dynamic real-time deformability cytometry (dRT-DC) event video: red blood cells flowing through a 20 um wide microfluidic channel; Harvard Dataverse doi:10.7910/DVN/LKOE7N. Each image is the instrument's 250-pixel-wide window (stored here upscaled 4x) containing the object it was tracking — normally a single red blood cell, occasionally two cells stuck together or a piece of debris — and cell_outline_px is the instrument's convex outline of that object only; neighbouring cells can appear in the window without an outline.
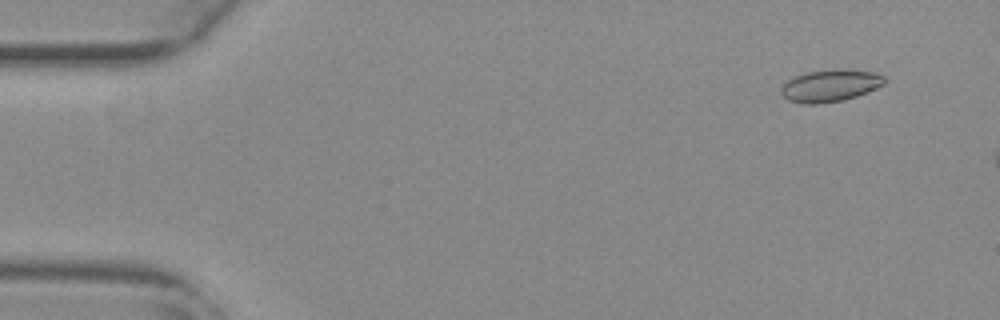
{"species": "common noctule bat (a hibernating species)", "species_latin": "Nyctalus noctula", "temperature_condition": "warm", "stored_images_in_passage": 11, "camera_frame_rate_fps": 3000, "um_per_image_px": 0.085, "animal": {"sex": "female", "body_mass_g": 29.2, "forearm_length_mm": 56.3}, "frame": {"image": 1, "passage_image": 5, "time_ms": 1.333, "image_size_px": [1000, 320], "cell_outline_px": [[884, 84], [868, 92], [844, 100], [816, 104], [804, 104], [788, 100], [780, 92], [780, 88], [788, 80], [796, 76], [808, 72], [836, 68], [848, 68], [872, 72], [884, 76]], "centroid_in_image_um": [70.57, 7.27], "position_along_channel_um": 14.4, "area_um2": 19.42}}